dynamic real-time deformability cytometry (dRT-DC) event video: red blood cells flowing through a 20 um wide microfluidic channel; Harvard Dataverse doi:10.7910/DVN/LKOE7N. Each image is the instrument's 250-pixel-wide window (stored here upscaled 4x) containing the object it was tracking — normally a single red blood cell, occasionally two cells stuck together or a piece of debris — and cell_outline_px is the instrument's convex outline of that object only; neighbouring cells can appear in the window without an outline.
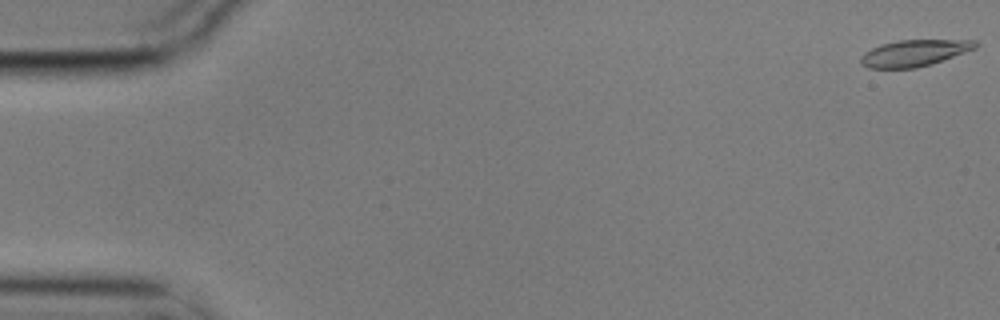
{"species": "common noctule bat (a hibernating species)", "species_latin": "Nyctalus noctula", "temperature_condition": "cold", "stored_images_in_passage": 3, "camera_frame_rate_fps": 3000, "um_per_image_px": 0.085, "animal": {"sex": "male", "body_mass_g": 17.9}, "frame": {"image": 1, "passage_image": 1, "time_ms": 0.0, "image_size_px": [1000, 320], "cell_outline_px": [[980, 44], [976, 48], [932, 64], [916, 68], [868, 68], [860, 64], [860, 56], [864, 52], [872, 48], [884, 44], [900, 40], [976, 40]], "centroid_in_image_um": [77.72, 4.51], "position_along_channel_um": 7.3, "area_um2": 17.69}}
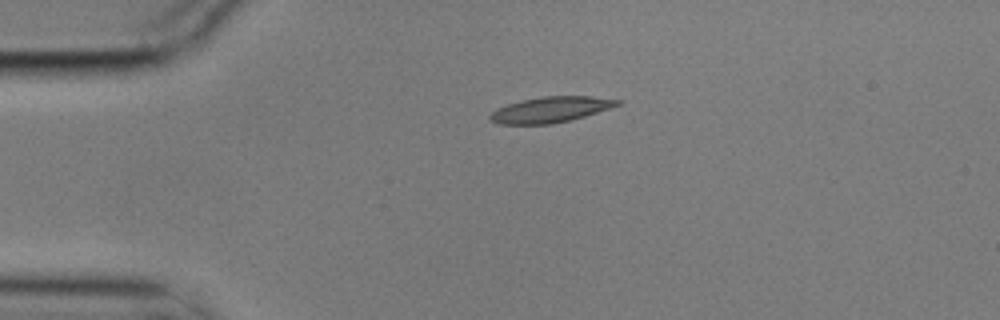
{"frame": {"image": 2, "passage_image": 2, "time_ms": 0.333, "image_size_px": [1000, 320], "cell_outline_px": [[624, 100], [620, 104], [584, 116], [552, 124], [496, 124], [488, 120], [488, 116], [496, 108], [520, 100], [544, 96], [592, 96]], "centroid_in_image_um": [46.75, 9.31], "position_along_channel_um": 38.3, "area_um2": 19.07}}